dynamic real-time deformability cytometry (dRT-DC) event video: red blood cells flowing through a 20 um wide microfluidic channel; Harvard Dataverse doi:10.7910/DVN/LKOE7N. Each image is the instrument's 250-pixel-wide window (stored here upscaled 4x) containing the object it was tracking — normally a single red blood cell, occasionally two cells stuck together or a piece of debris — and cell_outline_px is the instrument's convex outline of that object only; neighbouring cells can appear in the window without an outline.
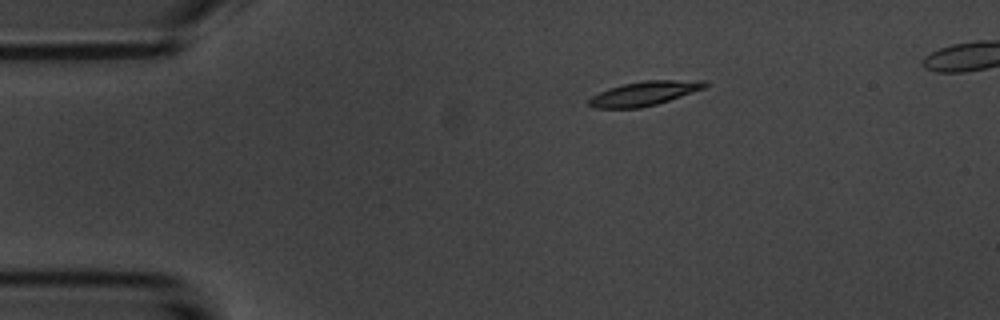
{"species": "common noctule bat (a hibernating species)", "species_latin": "Nyctalus noctula", "temperature_condition": "room temperature", "stored_images_in_passage": 44, "camera_frame_rate_fps": 3000, "um_per_image_px": 0.085, "animal": {"sex": "male", "body_mass_g": 20.1, "forearm_length_mm": 53.5}, "frame": {"image": 1, "passage_image": 1, "time_ms": 0.0, "image_size_px": [1000, 320], "cell_outline_px": [[708, 84], [704, 88], [656, 104], [640, 108], [592, 108], [588, 104], [588, 100], [592, 96], [600, 92], [624, 84], [644, 80], [704, 80]], "centroid_in_image_um": [54.75, 7.94], "position_along_channel_um": 30.3, "area_um2": 16.13}}
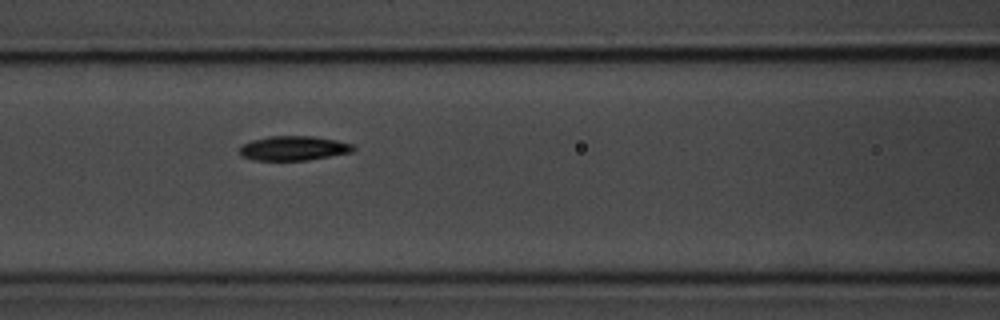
{"frame": {"image": 2, "passage_image": 14, "time_ms": 4.333, "image_size_px": [1000, 320], "cell_outline_px": [[356, 148], [352, 152], [308, 160], [252, 160], [240, 156], [240, 144], [252, 140], [268, 136], [312, 136], [336, 140], [352, 144]], "centroid_in_image_um": [24.92, 12.6], "position_along_channel_um": 141.7, "area_um2": 16.3}}
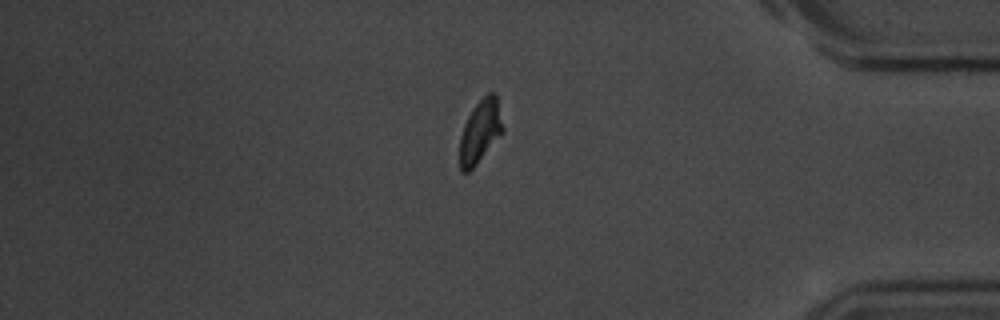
{"frame": {"image": 3, "passage_image": 37, "time_ms": 12.0, "image_size_px": [1000, 320], "cell_outline_px": [[504, 132], [476, 164], [468, 172], [460, 172], [460, 136], [464, 124], [472, 108], [488, 92], [492, 92], [496, 96], [504, 128]], "centroid_in_image_um": [40.82, 11.18], "position_along_channel_um": 394.4, "area_um2": 15.72}, "authors_computed_cell_mechanics": {"area_um2": 16.2996, "velocity_mm_per_s": 3.6811, "shape_relaxation_time_tau1_ms": 2.1626, "shape_relaxation_time_tau2_ms": 3.8126, "deformation_change_tau1": 0.1347, "deformation_change_tau2": 0.0948}}